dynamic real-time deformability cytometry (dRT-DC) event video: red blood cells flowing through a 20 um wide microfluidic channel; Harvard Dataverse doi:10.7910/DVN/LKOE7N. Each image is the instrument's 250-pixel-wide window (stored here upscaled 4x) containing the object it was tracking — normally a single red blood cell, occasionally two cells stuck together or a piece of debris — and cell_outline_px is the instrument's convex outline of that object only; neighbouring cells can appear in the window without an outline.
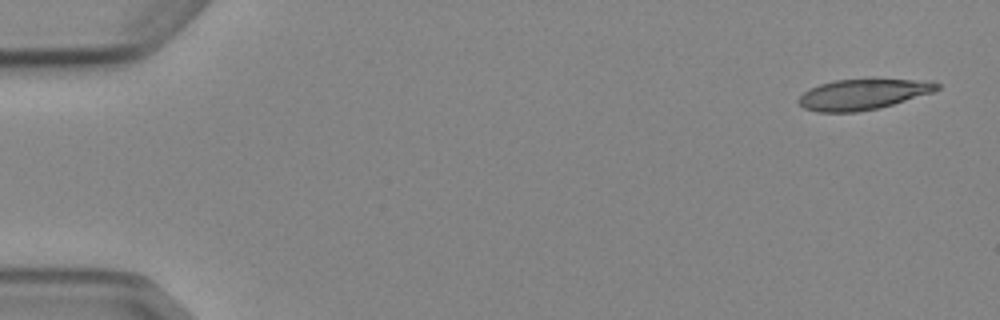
{"species": "Egyptian fruit bat (a non-hibernating species)", "species_latin": "Rousettus aegyptiacus", "temperature_condition": "cold", "stored_images_in_passage": 4, "camera_frame_rate_fps": 3000, "um_per_image_px": 0.085, "animal": {"sex": "female"}, "frame": {"image": 1, "passage_image": 1, "time_ms": 0.0, "image_size_px": [1000, 320], "cell_outline_px": [[940, 88], [936, 92], [880, 108], [856, 112], [816, 112], [804, 108], [796, 100], [808, 88], [820, 84], [836, 80], [872, 76], [932, 80], [940, 84]], "centroid_in_image_um": [73.45, 7.96], "position_along_channel_um": 11.5, "area_um2": 26.13}}